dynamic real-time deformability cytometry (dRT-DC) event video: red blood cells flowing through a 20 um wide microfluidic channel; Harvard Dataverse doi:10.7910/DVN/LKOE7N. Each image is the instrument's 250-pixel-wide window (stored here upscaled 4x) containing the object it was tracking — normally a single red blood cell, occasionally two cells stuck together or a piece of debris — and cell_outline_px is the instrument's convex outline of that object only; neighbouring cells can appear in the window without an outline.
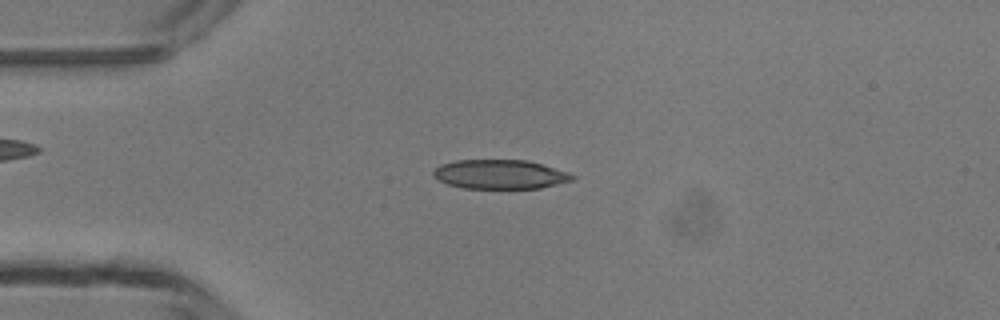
{"species": "common noctule bat (a hibernating species)", "species_latin": "Nyctalus noctula", "temperature_condition": "room temperature", "stored_images_in_passage": 4, "camera_frame_rate_fps": 3000, "um_per_image_px": 0.085, "animal": {"sex": "male", "body_mass_g": 13.3}, "frame": {"image": 1, "passage_image": 3, "time_ms": 2.333, "image_size_px": [1000, 320], "cell_outline_px": [[576, 180], [540, 188], [464, 188], [448, 184], [432, 176], [432, 172], [440, 164], [456, 160], [528, 160], [568, 172], [576, 176]], "centroid_in_image_um": [42.52, 14.81], "position_along_channel_um": 42.5, "area_um2": 23.7}}